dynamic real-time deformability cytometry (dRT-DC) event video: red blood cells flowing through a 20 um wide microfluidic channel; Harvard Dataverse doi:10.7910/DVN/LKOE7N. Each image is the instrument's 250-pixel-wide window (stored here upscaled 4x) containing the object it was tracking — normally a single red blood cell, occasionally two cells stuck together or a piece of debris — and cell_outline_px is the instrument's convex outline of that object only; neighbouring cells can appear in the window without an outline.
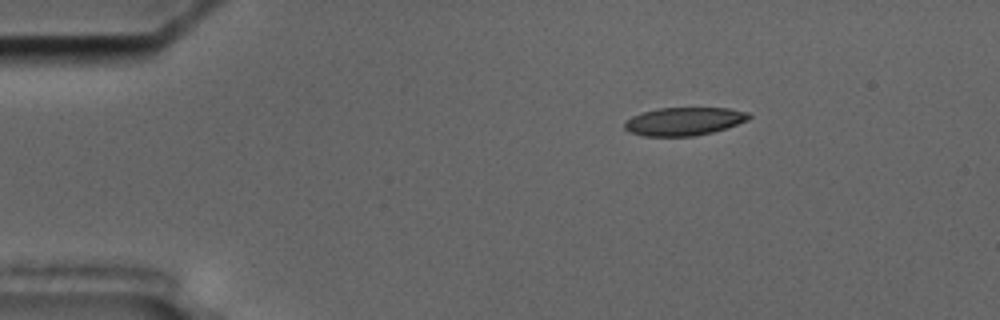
{"species": "common noctule bat (a hibernating species)", "species_latin": "Nyctalus noctula", "temperature_condition": "cold", "stored_images_in_passage": 47, "camera_frame_rate_fps": 3000, "um_per_image_px": 0.085, "animal": {"sex": "male", "body_mass_g": 17.5, "forearm_length_mm": 52.3}, "frame": {"image": 1, "passage_image": 1, "time_ms": 0.0, "image_size_px": [1000, 320], "cell_outline_px": [[752, 116], [748, 120], [712, 132], [692, 136], [644, 136], [628, 132], [624, 128], [624, 124], [632, 116], [644, 112], [660, 108], [728, 108], [748, 112]], "centroid_in_image_um": [58.14, 10.31], "position_along_channel_um": 26.9, "area_um2": 20.17}}
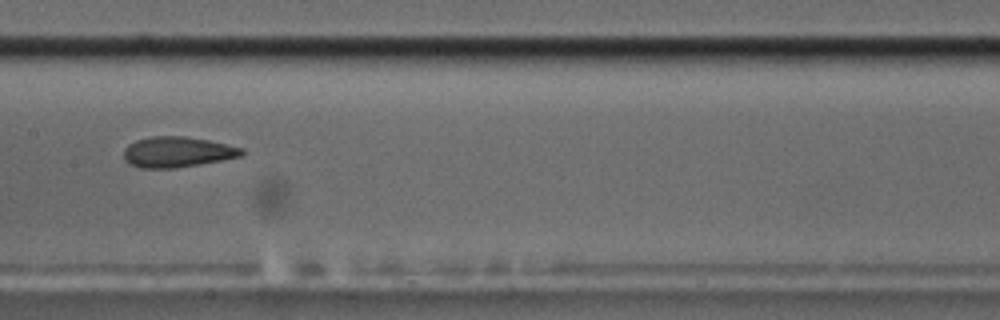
{"frame": {"image": 2, "passage_image": 20, "time_ms": 6.333, "image_size_px": [1000, 320], "cell_outline_px": [[244, 152], [240, 156], [220, 160], [176, 168], [140, 168], [128, 164], [124, 160], [124, 148], [128, 144], [136, 140], [148, 136], [184, 136], [208, 140], [244, 148]], "centroid_in_image_um": [15.01, 12.91], "position_along_channel_um": 192.4, "area_um2": 21.04}}
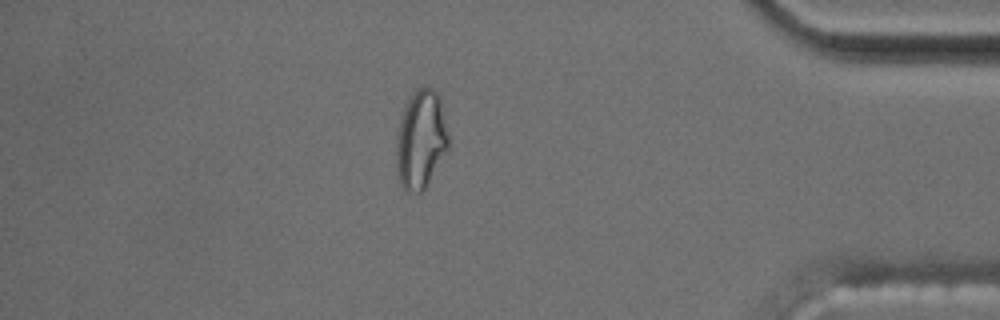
{"frame": {"image": 3, "passage_image": 40, "time_ms": 13.0, "image_size_px": [1000, 320], "cell_outline_px": [[448, 148], [424, 188], [420, 192], [408, 192], [400, 184], [396, 172], [396, 136], [400, 116], [404, 104], [408, 96], [412, 92], [424, 84], [432, 88], [440, 96], [448, 132]], "centroid_in_image_um": [35.74, 11.79], "position_along_channel_um": 399.5, "area_um2": 30.35}, "authors_computed_cell_mechanics": {"area_um2": 21.5594, "velocity_mm_per_s": 3.6235, "shape_relaxation_time_tau1_ms": null, "shape_relaxation_time_tau2_ms": 2.8956, "deformation_change_tau1": null, "deformation_change_tau2": 0.1207}}